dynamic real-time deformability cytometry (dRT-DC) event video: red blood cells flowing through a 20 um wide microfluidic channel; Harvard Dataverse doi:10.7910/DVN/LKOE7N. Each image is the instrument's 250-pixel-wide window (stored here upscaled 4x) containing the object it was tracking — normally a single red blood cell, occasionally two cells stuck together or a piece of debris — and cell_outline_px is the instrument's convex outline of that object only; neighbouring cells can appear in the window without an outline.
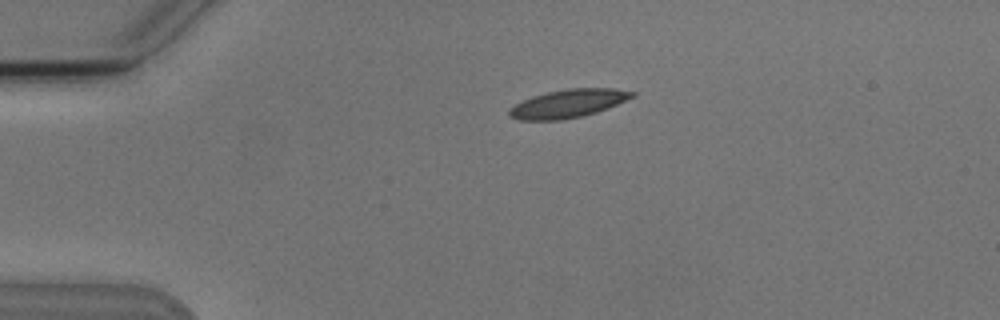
{"species": "Egyptian fruit bat (a non-hibernating species)", "species_latin": "Rousettus aegyptiacus", "temperature_condition": "cold", "stored_images_in_passage": 3, "camera_frame_rate_fps": 3000, "um_per_image_px": 0.085, "animal": {"sex": "male"}, "frame": {"image": 1, "passage_image": 2, "time_ms": 1.333, "image_size_px": [1000, 320], "cell_outline_px": [[636, 96], [596, 112], [564, 120], [520, 120], [508, 116], [508, 108], [532, 96], [548, 92], [568, 88], [616, 88], [636, 92]], "centroid_in_image_um": [48.29, 8.8], "position_along_channel_um": 36.7, "area_um2": 20.17}}